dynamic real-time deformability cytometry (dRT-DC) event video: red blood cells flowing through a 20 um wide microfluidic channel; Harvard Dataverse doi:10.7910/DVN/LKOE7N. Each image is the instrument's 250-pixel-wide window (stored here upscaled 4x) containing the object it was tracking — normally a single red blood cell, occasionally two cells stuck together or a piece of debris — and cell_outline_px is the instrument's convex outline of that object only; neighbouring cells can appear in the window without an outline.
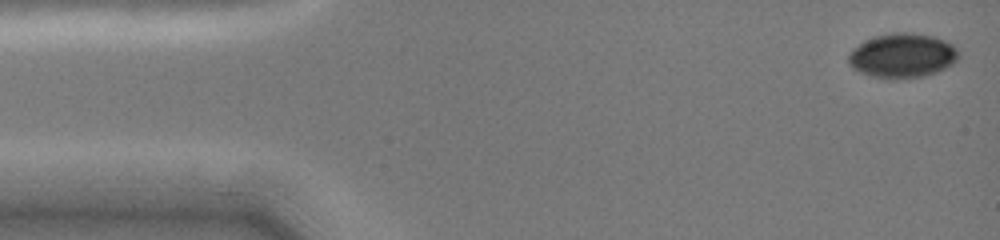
{"species": "common noctule bat (a hibernating species)", "species_latin": "Nyctalus noctula", "temperature_condition": "cold", "stored_images_in_passage": 37, "camera_frame_rate_fps": 3000, "um_per_image_px": 0.085, "animal": {"sex": "female", "body_mass_g": 19.0, "forearm_length_mm": 51.5}, "frame": {"image": 1, "passage_image": 1, "time_ms": 0.0, "image_size_px": [1000, 240], "cell_outline_px": [[960, 56], [952, 64], [928, 76], [896, 80], [888, 80], [872, 76], [860, 72], [852, 68], [848, 64], [848, 52], [852, 48], [864, 40], [876, 36], [896, 32], [904, 32], [936, 36], [952, 44], [960, 52]], "centroid_in_image_um": [76.69, 4.74], "position_along_channel_um": 8.3, "area_um2": 29.07}}
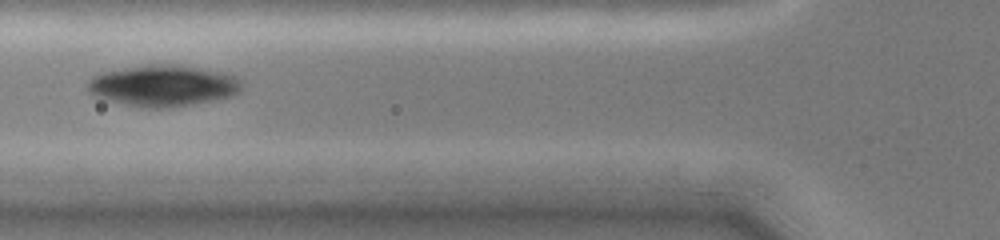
{"frame": {"image": 2, "passage_image": 14, "time_ms": 5.333, "image_size_px": [1000, 240], "cell_outline_px": [[240, 92], [232, 96], [192, 104], [164, 108], [144, 108], [104, 100], [88, 92], [88, 80], [92, 76], [104, 72], [144, 64], [180, 64], [224, 72], [236, 76], [240, 80]], "centroid_in_image_um": [13.85, 7.27], "position_along_channel_um": 111.9, "area_um2": 37.28}}
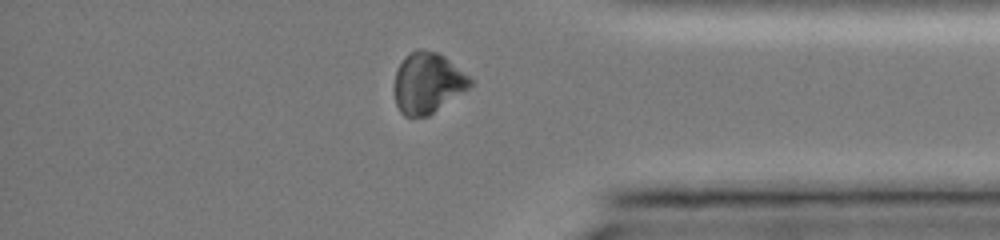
{"frame": {"image": 3, "passage_image": 31, "time_ms": 12.667, "image_size_px": [1000, 240], "cell_outline_px": [[472, 84], [468, 88], [428, 116], [404, 116], [400, 112], [396, 104], [392, 88], [396, 68], [404, 56], [420, 48], [424, 48], [436, 52], [444, 56], [468, 76], [472, 80]], "centroid_in_image_um": [36.28, 7.04], "position_along_channel_um": 398.9, "area_um2": 26.88}, "authors_computed_cell_mechanics": {"area_um2": 29.7092, "velocity_mm_per_s": 4.0031, "shape_relaxation_time_tau1_ms": 1.3308, "shape_relaxation_time_tau2_ms": null, "deformation_change_tau1": 0.0587, "deformation_change_tau2": null}}